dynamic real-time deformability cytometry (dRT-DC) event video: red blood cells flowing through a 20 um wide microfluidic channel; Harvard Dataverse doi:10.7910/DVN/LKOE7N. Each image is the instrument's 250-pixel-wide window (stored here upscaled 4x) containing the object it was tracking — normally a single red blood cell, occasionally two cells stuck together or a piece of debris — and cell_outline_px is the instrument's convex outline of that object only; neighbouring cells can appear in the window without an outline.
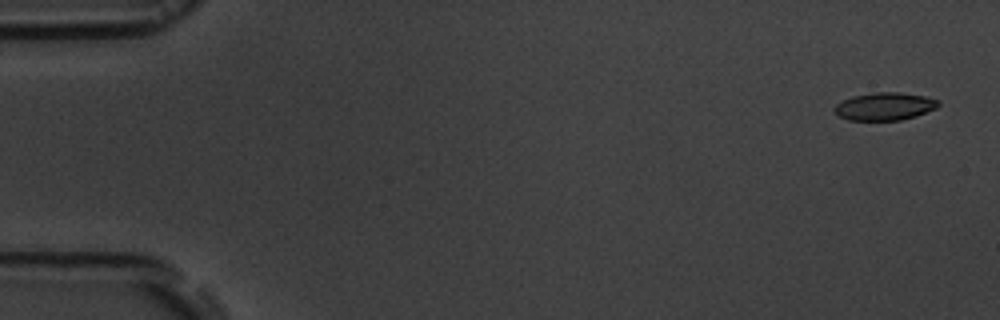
{"species": "common noctule bat (a hibernating species)", "species_latin": "Nyctalus noctula", "temperature_condition": "room temperature", "stored_images_in_passage": 5, "camera_frame_rate_fps": 3000, "um_per_image_px": 0.085, "animal": {"sex": "male", "body_mass_g": 19.5, "forearm_length_mm": 54.6}, "frame": {"image": 1, "passage_image": 1, "time_ms": 0.0, "image_size_px": [1000, 320], "cell_outline_px": [[940, 104], [936, 108], [916, 116], [900, 120], [848, 120], [840, 116], [832, 108], [836, 104], [852, 96], [872, 92], [900, 92], [924, 96], [940, 100]], "centroid_in_image_um": [75.21, 9.03], "position_along_channel_um": 9.8, "area_um2": 16.82}}
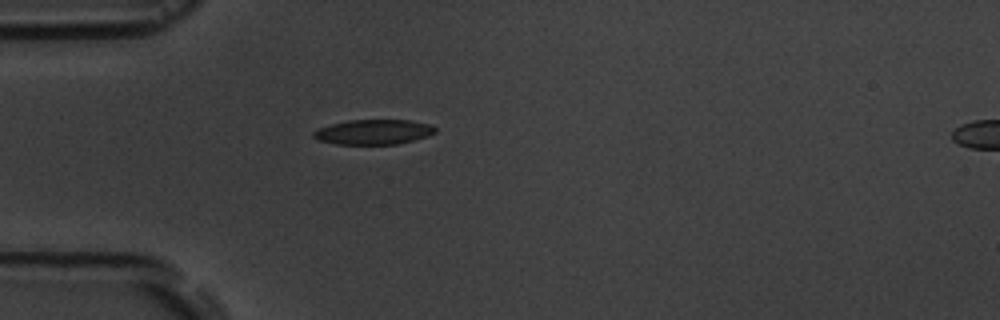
{"frame": {"image": 2, "passage_image": 5, "time_ms": 4.667, "image_size_px": [1000, 320], "cell_outline_px": [[436, 132], [428, 136], [396, 144], [336, 144], [316, 140], [312, 136], [312, 132], [320, 128], [332, 124], [348, 120], [408, 120], [428, 124], [436, 128]], "centroid_in_image_um": [31.72, 11.22], "position_along_channel_um": 53.3, "area_um2": 17.57}}